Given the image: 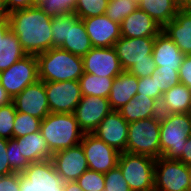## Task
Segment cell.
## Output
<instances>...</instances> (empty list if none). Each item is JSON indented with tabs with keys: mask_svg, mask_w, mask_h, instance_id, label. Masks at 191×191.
Here are the masks:
<instances>
[{
	"mask_svg": "<svg viewBox=\"0 0 191 191\" xmlns=\"http://www.w3.org/2000/svg\"><path fill=\"white\" fill-rule=\"evenodd\" d=\"M82 20L93 47H114L121 37L120 24L113 22L105 14Z\"/></svg>",
	"mask_w": 191,
	"mask_h": 191,
	"instance_id": "cell-18",
	"label": "cell"
},
{
	"mask_svg": "<svg viewBox=\"0 0 191 191\" xmlns=\"http://www.w3.org/2000/svg\"><path fill=\"white\" fill-rule=\"evenodd\" d=\"M51 160L63 182L76 181L89 169L81 144L53 153Z\"/></svg>",
	"mask_w": 191,
	"mask_h": 191,
	"instance_id": "cell-16",
	"label": "cell"
},
{
	"mask_svg": "<svg viewBox=\"0 0 191 191\" xmlns=\"http://www.w3.org/2000/svg\"><path fill=\"white\" fill-rule=\"evenodd\" d=\"M50 113H73L82 98L78 80L45 82Z\"/></svg>",
	"mask_w": 191,
	"mask_h": 191,
	"instance_id": "cell-11",
	"label": "cell"
},
{
	"mask_svg": "<svg viewBox=\"0 0 191 191\" xmlns=\"http://www.w3.org/2000/svg\"><path fill=\"white\" fill-rule=\"evenodd\" d=\"M8 12L6 11L4 1L0 0V18H8Z\"/></svg>",
	"mask_w": 191,
	"mask_h": 191,
	"instance_id": "cell-51",
	"label": "cell"
},
{
	"mask_svg": "<svg viewBox=\"0 0 191 191\" xmlns=\"http://www.w3.org/2000/svg\"><path fill=\"white\" fill-rule=\"evenodd\" d=\"M163 80V93L180 83L178 71H157Z\"/></svg>",
	"mask_w": 191,
	"mask_h": 191,
	"instance_id": "cell-45",
	"label": "cell"
},
{
	"mask_svg": "<svg viewBox=\"0 0 191 191\" xmlns=\"http://www.w3.org/2000/svg\"><path fill=\"white\" fill-rule=\"evenodd\" d=\"M12 102V98L7 94L6 90L0 84V106L7 105Z\"/></svg>",
	"mask_w": 191,
	"mask_h": 191,
	"instance_id": "cell-48",
	"label": "cell"
},
{
	"mask_svg": "<svg viewBox=\"0 0 191 191\" xmlns=\"http://www.w3.org/2000/svg\"><path fill=\"white\" fill-rule=\"evenodd\" d=\"M178 72L180 83L191 89V55H185Z\"/></svg>",
	"mask_w": 191,
	"mask_h": 191,
	"instance_id": "cell-43",
	"label": "cell"
},
{
	"mask_svg": "<svg viewBox=\"0 0 191 191\" xmlns=\"http://www.w3.org/2000/svg\"><path fill=\"white\" fill-rule=\"evenodd\" d=\"M7 158L11 169L14 172L22 173L31 163L25 158L20 151V145L16 138L8 140Z\"/></svg>",
	"mask_w": 191,
	"mask_h": 191,
	"instance_id": "cell-35",
	"label": "cell"
},
{
	"mask_svg": "<svg viewBox=\"0 0 191 191\" xmlns=\"http://www.w3.org/2000/svg\"><path fill=\"white\" fill-rule=\"evenodd\" d=\"M90 170L107 173L118 165L120 152L92 133H84L80 143Z\"/></svg>",
	"mask_w": 191,
	"mask_h": 191,
	"instance_id": "cell-10",
	"label": "cell"
},
{
	"mask_svg": "<svg viewBox=\"0 0 191 191\" xmlns=\"http://www.w3.org/2000/svg\"><path fill=\"white\" fill-rule=\"evenodd\" d=\"M161 114L191 113V89L179 83L162 94Z\"/></svg>",
	"mask_w": 191,
	"mask_h": 191,
	"instance_id": "cell-24",
	"label": "cell"
},
{
	"mask_svg": "<svg viewBox=\"0 0 191 191\" xmlns=\"http://www.w3.org/2000/svg\"><path fill=\"white\" fill-rule=\"evenodd\" d=\"M0 191H20L19 172L2 176L0 180Z\"/></svg>",
	"mask_w": 191,
	"mask_h": 191,
	"instance_id": "cell-42",
	"label": "cell"
},
{
	"mask_svg": "<svg viewBox=\"0 0 191 191\" xmlns=\"http://www.w3.org/2000/svg\"><path fill=\"white\" fill-rule=\"evenodd\" d=\"M26 55L18 37L10 30L3 39H0V72L8 69Z\"/></svg>",
	"mask_w": 191,
	"mask_h": 191,
	"instance_id": "cell-28",
	"label": "cell"
},
{
	"mask_svg": "<svg viewBox=\"0 0 191 191\" xmlns=\"http://www.w3.org/2000/svg\"><path fill=\"white\" fill-rule=\"evenodd\" d=\"M156 71V64L153 60V56L149 57V61L138 62L131 67L128 72L138 78L151 76Z\"/></svg>",
	"mask_w": 191,
	"mask_h": 191,
	"instance_id": "cell-40",
	"label": "cell"
},
{
	"mask_svg": "<svg viewBox=\"0 0 191 191\" xmlns=\"http://www.w3.org/2000/svg\"><path fill=\"white\" fill-rule=\"evenodd\" d=\"M137 93H140V96H148L160 102L163 94V80L161 74L155 71L151 76L138 78Z\"/></svg>",
	"mask_w": 191,
	"mask_h": 191,
	"instance_id": "cell-30",
	"label": "cell"
},
{
	"mask_svg": "<svg viewBox=\"0 0 191 191\" xmlns=\"http://www.w3.org/2000/svg\"><path fill=\"white\" fill-rule=\"evenodd\" d=\"M7 145L8 140L4 138H0V175L6 176L14 173L11 169L10 164L7 158Z\"/></svg>",
	"mask_w": 191,
	"mask_h": 191,
	"instance_id": "cell-41",
	"label": "cell"
},
{
	"mask_svg": "<svg viewBox=\"0 0 191 191\" xmlns=\"http://www.w3.org/2000/svg\"><path fill=\"white\" fill-rule=\"evenodd\" d=\"M16 109L13 102L0 106V138H13V126L16 115Z\"/></svg>",
	"mask_w": 191,
	"mask_h": 191,
	"instance_id": "cell-36",
	"label": "cell"
},
{
	"mask_svg": "<svg viewBox=\"0 0 191 191\" xmlns=\"http://www.w3.org/2000/svg\"><path fill=\"white\" fill-rule=\"evenodd\" d=\"M111 77H101L94 74L83 73L79 78L82 96H98L108 98L113 84Z\"/></svg>",
	"mask_w": 191,
	"mask_h": 191,
	"instance_id": "cell-29",
	"label": "cell"
},
{
	"mask_svg": "<svg viewBox=\"0 0 191 191\" xmlns=\"http://www.w3.org/2000/svg\"><path fill=\"white\" fill-rule=\"evenodd\" d=\"M180 10H191V0H177Z\"/></svg>",
	"mask_w": 191,
	"mask_h": 191,
	"instance_id": "cell-50",
	"label": "cell"
},
{
	"mask_svg": "<svg viewBox=\"0 0 191 191\" xmlns=\"http://www.w3.org/2000/svg\"><path fill=\"white\" fill-rule=\"evenodd\" d=\"M155 161L146 155L121 152L117 166L132 191H154Z\"/></svg>",
	"mask_w": 191,
	"mask_h": 191,
	"instance_id": "cell-6",
	"label": "cell"
},
{
	"mask_svg": "<svg viewBox=\"0 0 191 191\" xmlns=\"http://www.w3.org/2000/svg\"><path fill=\"white\" fill-rule=\"evenodd\" d=\"M84 73L116 78L124 70L114 47H93L82 56Z\"/></svg>",
	"mask_w": 191,
	"mask_h": 191,
	"instance_id": "cell-13",
	"label": "cell"
},
{
	"mask_svg": "<svg viewBox=\"0 0 191 191\" xmlns=\"http://www.w3.org/2000/svg\"><path fill=\"white\" fill-rule=\"evenodd\" d=\"M112 111L108 98L82 96L73 114L84 133H92Z\"/></svg>",
	"mask_w": 191,
	"mask_h": 191,
	"instance_id": "cell-12",
	"label": "cell"
},
{
	"mask_svg": "<svg viewBox=\"0 0 191 191\" xmlns=\"http://www.w3.org/2000/svg\"><path fill=\"white\" fill-rule=\"evenodd\" d=\"M40 131L52 153L80 144L84 135L73 113H49Z\"/></svg>",
	"mask_w": 191,
	"mask_h": 191,
	"instance_id": "cell-3",
	"label": "cell"
},
{
	"mask_svg": "<svg viewBox=\"0 0 191 191\" xmlns=\"http://www.w3.org/2000/svg\"><path fill=\"white\" fill-rule=\"evenodd\" d=\"M157 159L161 157L160 116L129 123L126 151Z\"/></svg>",
	"mask_w": 191,
	"mask_h": 191,
	"instance_id": "cell-5",
	"label": "cell"
},
{
	"mask_svg": "<svg viewBox=\"0 0 191 191\" xmlns=\"http://www.w3.org/2000/svg\"><path fill=\"white\" fill-rule=\"evenodd\" d=\"M108 1L109 0H77L73 13L79 19L104 15Z\"/></svg>",
	"mask_w": 191,
	"mask_h": 191,
	"instance_id": "cell-34",
	"label": "cell"
},
{
	"mask_svg": "<svg viewBox=\"0 0 191 191\" xmlns=\"http://www.w3.org/2000/svg\"><path fill=\"white\" fill-rule=\"evenodd\" d=\"M16 139L20 145L21 154L30 163L48 160L53 156L41 131L33 132Z\"/></svg>",
	"mask_w": 191,
	"mask_h": 191,
	"instance_id": "cell-26",
	"label": "cell"
},
{
	"mask_svg": "<svg viewBox=\"0 0 191 191\" xmlns=\"http://www.w3.org/2000/svg\"><path fill=\"white\" fill-rule=\"evenodd\" d=\"M120 28L121 36L127 38L156 37L163 29L139 8L121 22Z\"/></svg>",
	"mask_w": 191,
	"mask_h": 191,
	"instance_id": "cell-20",
	"label": "cell"
},
{
	"mask_svg": "<svg viewBox=\"0 0 191 191\" xmlns=\"http://www.w3.org/2000/svg\"><path fill=\"white\" fill-rule=\"evenodd\" d=\"M3 1L8 14L17 10H23L32 7L36 3V0H3Z\"/></svg>",
	"mask_w": 191,
	"mask_h": 191,
	"instance_id": "cell-44",
	"label": "cell"
},
{
	"mask_svg": "<svg viewBox=\"0 0 191 191\" xmlns=\"http://www.w3.org/2000/svg\"><path fill=\"white\" fill-rule=\"evenodd\" d=\"M59 48L81 57L93 48L83 20L74 13H69L67 39Z\"/></svg>",
	"mask_w": 191,
	"mask_h": 191,
	"instance_id": "cell-22",
	"label": "cell"
},
{
	"mask_svg": "<svg viewBox=\"0 0 191 191\" xmlns=\"http://www.w3.org/2000/svg\"><path fill=\"white\" fill-rule=\"evenodd\" d=\"M38 78L36 55H26L8 69L0 72V84L13 99L26 86L35 83Z\"/></svg>",
	"mask_w": 191,
	"mask_h": 191,
	"instance_id": "cell-9",
	"label": "cell"
},
{
	"mask_svg": "<svg viewBox=\"0 0 191 191\" xmlns=\"http://www.w3.org/2000/svg\"><path fill=\"white\" fill-rule=\"evenodd\" d=\"M178 160L191 167V135L187 139L183 147V153Z\"/></svg>",
	"mask_w": 191,
	"mask_h": 191,
	"instance_id": "cell-46",
	"label": "cell"
},
{
	"mask_svg": "<svg viewBox=\"0 0 191 191\" xmlns=\"http://www.w3.org/2000/svg\"><path fill=\"white\" fill-rule=\"evenodd\" d=\"M38 78L43 82L79 80L84 73L82 57L59 47L36 55Z\"/></svg>",
	"mask_w": 191,
	"mask_h": 191,
	"instance_id": "cell-2",
	"label": "cell"
},
{
	"mask_svg": "<svg viewBox=\"0 0 191 191\" xmlns=\"http://www.w3.org/2000/svg\"><path fill=\"white\" fill-rule=\"evenodd\" d=\"M76 182L83 191H102L105 189V177L103 173L86 170Z\"/></svg>",
	"mask_w": 191,
	"mask_h": 191,
	"instance_id": "cell-37",
	"label": "cell"
},
{
	"mask_svg": "<svg viewBox=\"0 0 191 191\" xmlns=\"http://www.w3.org/2000/svg\"><path fill=\"white\" fill-rule=\"evenodd\" d=\"M118 112L128 123L161 115L159 102L148 96H140V93H137Z\"/></svg>",
	"mask_w": 191,
	"mask_h": 191,
	"instance_id": "cell-25",
	"label": "cell"
},
{
	"mask_svg": "<svg viewBox=\"0 0 191 191\" xmlns=\"http://www.w3.org/2000/svg\"><path fill=\"white\" fill-rule=\"evenodd\" d=\"M135 2H137V4L139 5V3L142 1V0H134Z\"/></svg>",
	"mask_w": 191,
	"mask_h": 191,
	"instance_id": "cell-52",
	"label": "cell"
},
{
	"mask_svg": "<svg viewBox=\"0 0 191 191\" xmlns=\"http://www.w3.org/2000/svg\"><path fill=\"white\" fill-rule=\"evenodd\" d=\"M191 135V113L160 115L161 156L178 160Z\"/></svg>",
	"mask_w": 191,
	"mask_h": 191,
	"instance_id": "cell-4",
	"label": "cell"
},
{
	"mask_svg": "<svg viewBox=\"0 0 191 191\" xmlns=\"http://www.w3.org/2000/svg\"><path fill=\"white\" fill-rule=\"evenodd\" d=\"M138 77L123 71L113 79V84L108 96L112 111H118L127 104L136 94Z\"/></svg>",
	"mask_w": 191,
	"mask_h": 191,
	"instance_id": "cell-23",
	"label": "cell"
},
{
	"mask_svg": "<svg viewBox=\"0 0 191 191\" xmlns=\"http://www.w3.org/2000/svg\"><path fill=\"white\" fill-rule=\"evenodd\" d=\"M10 30L9 18H0V39H3Z\"/></svg>",
	"mask_w": 191,
	"mask_h": 191,
	"instance_id": "cell-47",
	"label": "cell"
},
{
	"mask_svg": "<svg viewBox=\"0 0 191 191\" xmlns=\"http://www.w3.org/2000/svg\"><path fill=\"white\" fill-rule=\"evenodd\" d=\"M138 8L148 14L162 28L174 19L180 10L177 0H142Z\"/></svg>",
	"mask_w": 191,
	"mask_h": 191,
	"instance_id": "cell-27",
	"label": "cell"
},
{
	"mask_svg": "<svg viewBox=\"0 0 191 191\" xmlns=\"http://www.w3.org/2000/svg\"><path fill=\"white\" fill-rule=\"evenodd\" d=\"M162 31L173 40L184 55H191V10H179Z\"/></svg>",
	"mask_w": 191,
	"mask_h": 191,
	"instance_id": "cell-21",
	"label": "cell"
},
{
	"mask_svg": "<svg viewBox=\"0 0 191 191\" xmlns=\"http://www.w3.org/2000/svg\"><path fill=\"white\" fill-rule=\"evenodd\" d=\"M69 25V13L61 14L52 18L51 32L53 47H60L67 39Z\"/></svg>",
	"mask_w": 191,
	"mask_h": 191,
	"instance_id": "cell-38",
	"label": "cell"
},
{
	"mask_svg": "<svg viewBox=\"0 0 191 191\" xmlns=\"http://www.w3.org/2000/svg\"><path fill=\"white\" fill-rule=\"evenodd\" d=\"M11 31L18 37L27 55L53 48L52 18L36 5L8 15Z\"/></svg>",
	"mask_w": 191,
	"mask_h": 191,
	"instance_id": "cell-1",
	"label": "cell"
},
{
	"mask_svg": "<svg viewBox=\"0 0 191 191\" xmlns=\"http://www.w3.org/2000/svg\"><path fill=\"white\" fill-rule=\"evenodd\" d=\"M77 0H36L35 5L53 18L61 14L73 13Z\"/></svg>",
	"mask_w": 191,
	"mask_h": 191,
	"instance_id": "cell-33",
	"label": "cell"
},
{
	"mask_svg": "<svg viewBox=\"0 0 191 191\" xmlns=\"http://www.w3.org/2000/svg\"><path fill=\"white\" fill-rule=\"evenodd\" d=\"M40 124L41 119L17 111L13 126V138H19L40 131Z\"/></svg>",
	"mask_w": 191,
	"mask_h": 191,
	"instance_id": "cell-32",
	"label": "cell"
},
{
	"mask_svg": "<svg viewBox=\"0 0 191 191\" xmlns=\"http://www.w3.org/2000/svg\"><path fill=\"white\" fill-rule=\"evenodd\" d=\"M138 9V4L134 0H109L105 15L118 24Z\"/></svg>",
	"mask_w": 191,
	"mask_h": 191,
	"instance_id": "cell-31",
	"label": "cell"
},
{
	"mask_svg": "<svg viewBox=\"0 0 191 191\" xmlns=\"http://www.w3.org/2000/svg\"><path fill=\"white\" fill-rule=\"evenodd\" d=\"M152 56L156 71H179L185 57L173 40L163 31L155 37Z\"/></svg>",
	"mask_w": 191,
	"mask_h": 191,
	"instance_id": "cell-19",
	"label": "cell"
},
{
	"mask_svg": "<svg viewBox=\"0 0 191 191\" xmlns=\"http://www.w3.org/2000/svg\"><path fill=\"white\" fill-rule=\"evenodd\" d=\"M20 191H64L62 177L51 159L31 163L19 173Z\"/></svg>",
	"mask_w": 191,
	"mask_h": 191,
	"instance_id": "cell-8",
	"label": "cell"
},
{
	"mask_svg": "<svg viewBox=\"0 0 191 191\" xmlns=\"http://www.w3.org/2000/svg\"><path fill=\"white\" fill-rule=\"evenodd\" d=\"M106 191H132L118 166L104 174Z\"/></svg>",
	"mask_w": 191,
	"mask_h": 191,
	"instance_id": "cell-39",
	"label": "cell"
},
{
	"mask_svg": "<svg viewBox=\"0 0 191 191\" xmlns=\"http://www.w3.org/2000/svg\"><path fill=\"white\" fill-rule=\"evenodd\" d=\"M154 191H191L190 166L176 159L155 161Z\"/></svg>",
	"mask_w": 191,
	"mask_h": 191,
	"instance_id": "cell-7",
	"label": "cell"
},
{
	"mask_svg": "<svg viewBox=\"0 0 191 191\" xmlns=\"http://www.w3.org/2000/svg\"><path fill=\"white\" fill-rule=\"evenodd\" d=\"M64 191H83L76 181L64 182Z\"/></svg>",
	"mask_w": 191,
	"mask_h": 191,
	"instance_id": "cell-49",
	"label": "cell"
},
{
	"mask_svg": "<svg viewBox=\"0 0 191 191\" xmlns=\"http://www.w3.org/2000/svg\"><path fill=\"white\" fill-rule=\"evenodd\" d=\"M155 37L127 38L120 37L114 44L121 67L128 71L133 65L149 61L153 52Z\"/></svg>",
	"mask_w": 191,
	"mask_h": 191,
	"instance_id": "cell-14",
	"label": "cell"
},
{
	"mask_svg": "<svg viewBox=\"0 0 191 191\" xmlns=\"http://www.w3.org/2000/svg\"><path fill=\"white\" fill-rule=\"evenodd\" d=\"M12 102L18 112L30 114L43 120L49 113V104L45 92V82L37 80L26 86Z\"/></svg>",
	"mask_w": 191,
	"mask_h": 191,
	"instance_id": "cell-15",
	"label": "cell"
},
{
	"mask_svg": "<svg viewBox=\"0 0 191 191\" xmlns=\"http://www.w3.org/2000/svg\"><path fill=\"white\" fill-rule=\"evenodd\" d=\"M129 123L118 111H111L92 132L120 153L126 151Z\"/></svg>",
	"mask_w": 191,
	"mask_h": 191,
	"instance_id": "cell-17",
	"label": "cell"
}]
</instances>
